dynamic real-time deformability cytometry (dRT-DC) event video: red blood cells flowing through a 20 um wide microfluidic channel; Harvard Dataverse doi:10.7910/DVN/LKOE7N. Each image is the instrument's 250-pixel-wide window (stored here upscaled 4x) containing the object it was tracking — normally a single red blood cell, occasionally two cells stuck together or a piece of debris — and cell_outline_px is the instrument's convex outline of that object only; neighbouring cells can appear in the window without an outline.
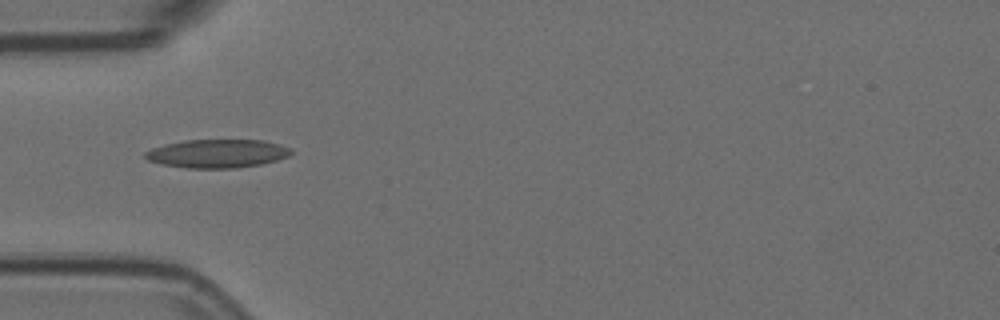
{"species": "Egyptian fruit bat (a non-hibernating species)", "species_latin": "Rousettus aegyptiacus", "temperature_condition": "room temperature", "stored_images_in_passage": 6, "camera_frame_rate_fps": 3000, "um_per_image_px": 0.085, "animal": {"sex": "female"}, "frame": {"image": 1, "passage_image": 4, "time_ms": 1.0, "image_size_px": [1000, 320], "cell_outline_px": [[292, 152], [288, 156], [276, 160], [260, 164], [236, 168], [188, 168], [160, 164], [148, 160], [144, 156], [144, 152], [152, 148], [184, 140], [264, 140], [280, 144], [292, 148]], "centroid_in_image_um": [18.48, 13.05], "position_along_channel_um": 66.5, "area_um2": 24.16}}
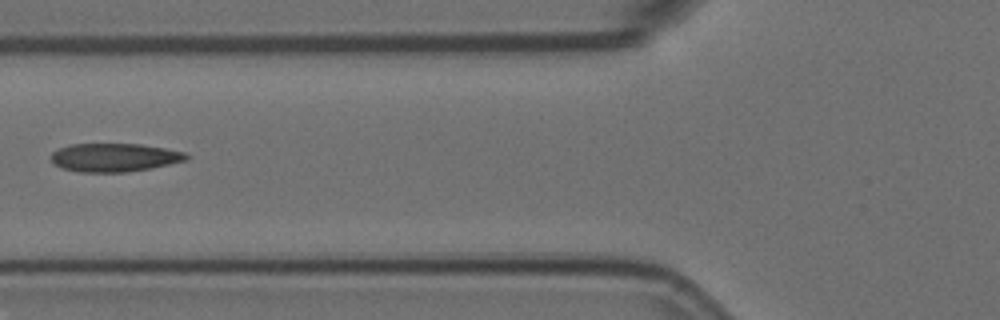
{"frame": {"image": 2, "passage_image": 5, "time_ms": 1.333, "image_size_px": [1000, 320], "cell_outline_px": [[188, 156], [184, 160], [168, 164], [148, 168], [124, 172], [80, 172], [64, 168], [56, 164], [52, 160], [52, 152], [60, 148], [72, 144], [140, 144], [164, 148], [184, 152]], "centroid_in_image_um": [9.7, 13.38], "position_along_channel_um": 116.1, "area_um2": 21.85}}
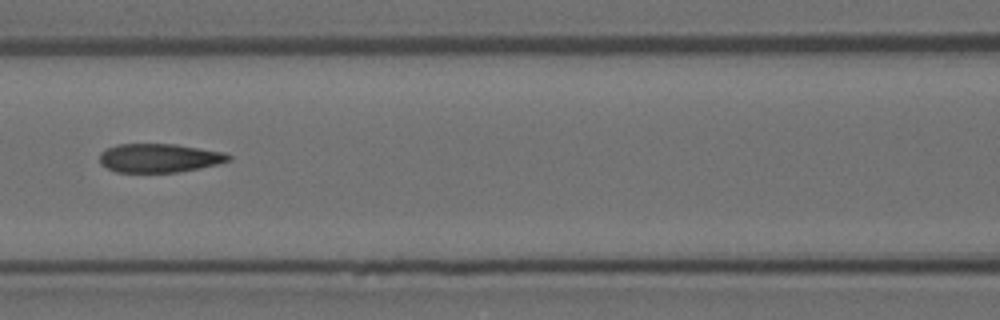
{"frame": {"image": 3, "passage_image": 6, "time_ms": 1.667, "image_size_px": [1000, 320], "cell_outline_px": [[232, 160], [200, 168], [176, 172], [116, 172], [100, 164], [100, 152], [108, 148], [120, 144], [176, 144], [224, 152], [232, 156]], "centroid_in_image_um": [13.55, 13.43], "position_along_channel_um": 153.0, "area_um2": 21.56}}